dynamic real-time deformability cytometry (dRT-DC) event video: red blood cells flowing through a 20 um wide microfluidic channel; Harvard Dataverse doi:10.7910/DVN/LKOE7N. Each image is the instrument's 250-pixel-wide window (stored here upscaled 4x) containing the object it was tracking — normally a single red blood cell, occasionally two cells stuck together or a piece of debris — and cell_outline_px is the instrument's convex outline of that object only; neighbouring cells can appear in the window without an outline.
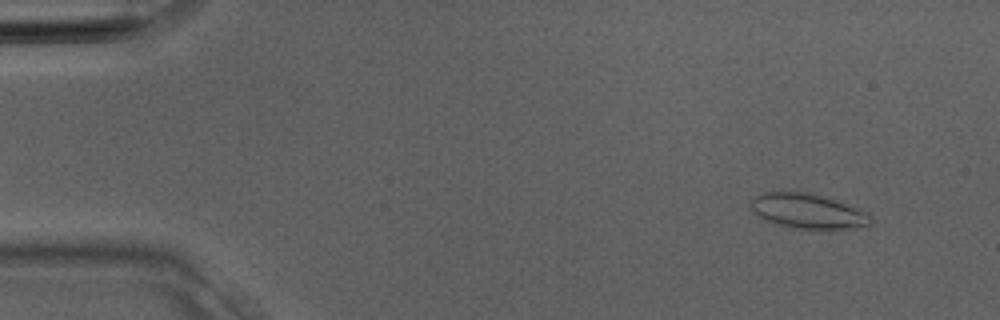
{"species": "Egyptian fruit bat (a non-hibernating species)", "species_latin": "Rousettus aegyptiacus", "temperature_condition": "room temperature", "stored_images_in_passage": 3, "camera_frame_rate_fps": 3000, "um_per_image_px": 0.085, "animal": {"sex": "male"}, "frame": {"image": 1, "passage_image": 1, "time_ms": 0.0, "image_size_px": [1000, 320], "cell_outline_px": [[872, 224], [868, 228], [828, 232], [820, 232], [788, 228], [776, 224], [752, 212], [752, 196], [764, 192], [804, 192], [832, 196], [868, 212], [872, 216]], "centroid_in_image_um": [68.84, 18.01], "position_along_channel_um": 16.2, "area_um2": 26.18}}